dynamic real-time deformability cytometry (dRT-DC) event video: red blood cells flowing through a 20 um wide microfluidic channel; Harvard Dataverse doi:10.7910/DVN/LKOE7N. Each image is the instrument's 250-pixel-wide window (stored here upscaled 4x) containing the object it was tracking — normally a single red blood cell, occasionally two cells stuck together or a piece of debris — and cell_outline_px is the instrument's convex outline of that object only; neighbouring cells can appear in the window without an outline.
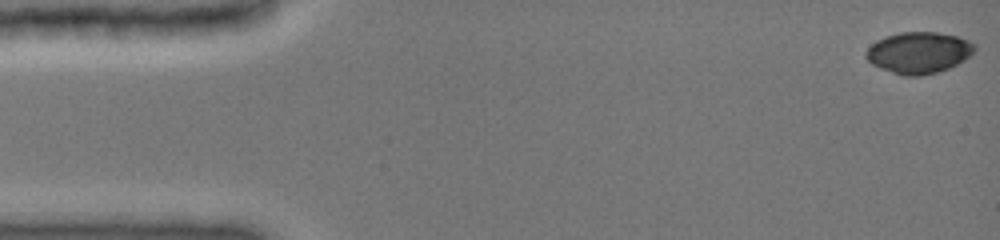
{"species": "common noctule bat (a hibernating species)", "species_latin": "Nyctalus noctula", "temperature_condition": "cold", "stored_images_in_passage": 48, "camera_frame_rate_fps": 3000, "um_per_image_px": 0.085, "animal": {"sex": "female", "body_mass_g": 19.0, "forearm_length_mm": 51.5}, "frame": {"image": 1, "passage_image": 1, "time_ms": 0.0, "image_size_px": [1000, 240], "cell_outline_px": [[976, 48], [964, 60], [948, 68], [936, 72], [920, 76], [904, 76], [880, 68], [872, 64], [864, 56], [864, 52], [876, 40], [884, 36], [900, 32], [936, 32], [956, 36], [968, 40], [976, 44]], "centroid_in_image_um": [78.06, 4.47], "position_along_channel_um": 6.9, "area_um2": 26.18}}
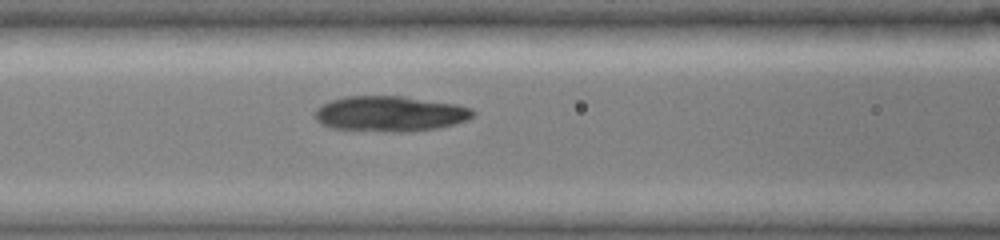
{"frame": {"image": 2, "passage_image": 20, "time_ms": 6.333, "image_size_px": [1000, 240], "cell_outline_px": [[476, 112], [468, 120], [456, 124], [436, 128], [404, 132], [392, 132], [332, 128], [320, 124], [316, 120], [316, 108], [332, 100], [344, 96], [404, 96], [456, 104], [472, 108]], "centroid_in_image_um": [33.18, 9.67], "position_along_channel_um": 133.4, "area_um2": 32.66}}
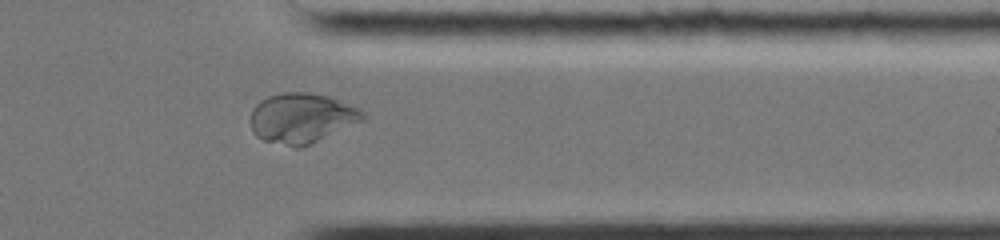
{"frame": {"image": 3, "passage_image": 39, "time_ms": 12.667, "image_size_px": [1000, 240], "cell_outline_px": [[364, 120], [300, 148], [296, 148], [264, 140], [256, 136], [252, 132], [252, 108], [260, 100], [268, 96], [284, 92], [308, 92], [328, 96], [348, 104], [364, 112]], "centroid_in_image_um": [25.62, 10.03], "position_along_channel_um": 385.8, "area_um2": 32.37}}